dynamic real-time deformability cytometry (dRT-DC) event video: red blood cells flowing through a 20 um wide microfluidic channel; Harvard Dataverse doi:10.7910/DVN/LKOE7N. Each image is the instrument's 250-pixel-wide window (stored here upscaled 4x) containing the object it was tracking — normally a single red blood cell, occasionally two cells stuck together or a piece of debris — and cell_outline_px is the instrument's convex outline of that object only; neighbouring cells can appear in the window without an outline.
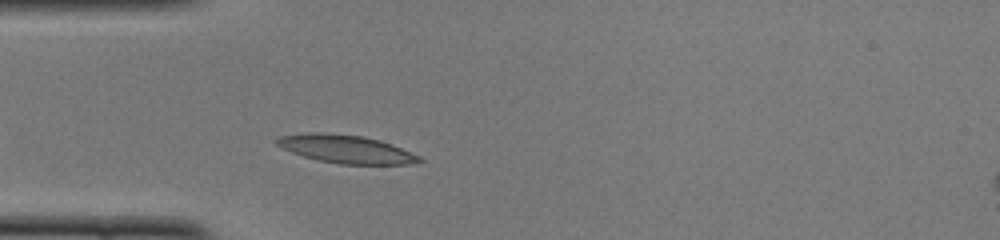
{"species": "common noctule bat (a hibernating species)", "species_latin": "Nyctalus noctula", "temperature_condition": "cold", "stored_images_in_passage": 21, "camera_frame_rate_fps": 3000, "um_per_image_px": 0.085, "animal": {"sex": "female", "body_mass_g": 22.0, "forearm_length_mm": 56.7}, "frame": {"image": 1, "passage_image": 5, "time_ms": 1.333, "image_size_px": [1000, 240], "cell_outline_px": [[424, 160], [408, 164], [340, 164], [320, 160], [304, 156], [280, 148], [272, 140], [280, 136], [308, 132], [320, 132], [364, 136], [380, 140], [420, 156]], "centroid_in_image_um": [29.35, 12.66], "position_along_channel_um": 55.6, "area_um2": 23.24}}
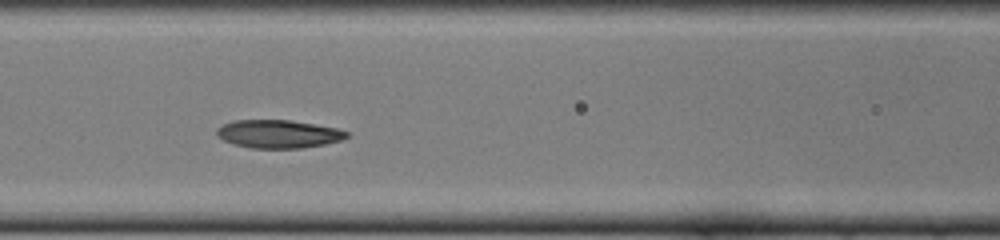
{"frame": {"image": 2, "passage_image": 12, "time_ms": 3.667, "image_size_px": [1000, 240], "cell_outline_px": [[348, 136], [340, 140], [324, 144], [300, 148], [252, 148], [232, 144], [216, 136], [216, 128], [232, 120], [288, 120], [336, 128], [348, 132]], "centroid_in_image_um": [23.6, 11.39], "position_along_channel_um": 143.0, "area_um2": 21.15}}
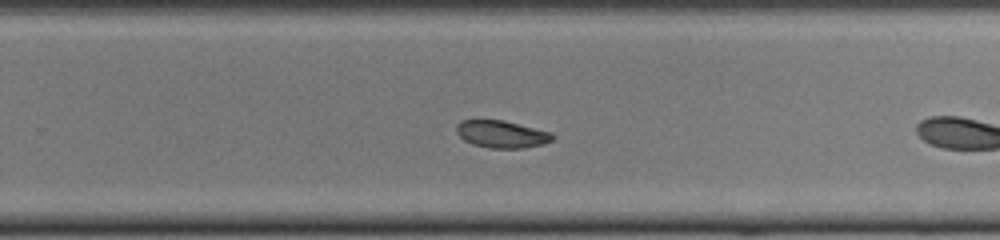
{"frame": {"image": 3, "passage_image": 20, "time_ms": 6.333, "image_size_px": [1000, 240], "cell_outline_px": [[556, 136], [552, 140], [544, 144], [524, 148], [488, 148], [472, 144], [464, 140], [456, 132], [456, 124], [460, 120], [504, 120], [552, 132]], "centroid_in_image_um": [42.66, 11.4], "position_along_channel_um": 287.1, "area_um2": 15.49}}